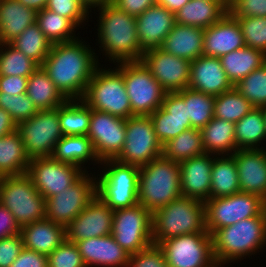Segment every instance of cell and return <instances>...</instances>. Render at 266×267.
I'll list each match as a JSON object with an SVG mask.
<instances>
[{
    "label": "cell",
    "instance_id": "1",
    "mask_svg": "<svg viewBox=\"0 0 266 267\" xmlns=\"http://www.w3.org/2000/svg\"><path fill=\"white\" fill-rule=\"evenodd\" d=\"M80 38L52 44L48 56L40 65L67 100L82 99L87 84L100 65L99 56L92 49L94 47Z\"/></svg>",
    "mask_w": 266,
    "mask_h": 267
},
{
    "label": "cell",
    "instance_id": "2",
    "mask_svg": "<svg viewBox=\"0 0 266 267\" xmlns=\"http://www.w3.org/2000/svg\"><path fill=\"white\" fill-rule=\"evenodd\" d=\"M99 15L97 38L99 51L111 64L141 61L143 52L137 36L136 17L120 10L112 2L93 9ZM100 44V45H99Z\"/></svg>",
    "mask_w": 266,
    "mask_h": 267
},
{
    "label": "cell",
    "instance_id": "3",
    "mask_svg": "<svg viewBox=\"0 0 266 267\" xmlns=\"http://www.w3.org/2000/svg\"><path fill=\"white\" fill-rule=\"evenodd\" d=\"M213 254L219 267L252 258L266 248V216H255L218 229L213 235ZM258 251V252H257ZM248 256V257H247Z\"/></svg>",
    "mask_w": 266,
    "mask_h": 267
},
{
    "label": "cell",
    "instance_id": "4",
    "mask_svg": "<svg viewBox=\"0 0 266 267\" xmlns=\"http://www.w3.org/2000/svg\"><path fill=\"white\" fill-rule=\"evenodd\" d=\"M182 197L180 165L163 155L139 167L138 202L151 213Z\"/></svg>",
    "mask_w": 266,
    "mask_h": 267
},
{
    "label": "cell",
    "instance_id": "5",
    "mask_svg": "<svg viewBox=\"0 0 266 267\" xmlns=\"http://www.w3.org/2000/svg\"><path fill=\"white\" fill-rule=\"evenodd\" d=\"M198 232H207L203 201L182 196L152 213L153 244Z\"/></svg>",
    "mask_w": 266,
    "mask_h": 267
},
{
    "label": "cell",
    "instance_id": "6",
    "mask_svg": "<svg viewBox=\"0 0 266 267\" xmlns=\"http://www.w3.org/2000/svg\"><path fill=\"white\" fill-rule=\"evenodd\" d=\"M102 165V166H101ZM96 176V195L113 211L138 204L139 167L115 159L101 161ZM101 168V169H100Z\"/></svg>",
    "mask_w": 266,
    "mask_h": 267
},
{
    "label": "cell",
    "instance_id": "7",
    "mask_svg": "<svg viewBox=\"0 0 266 267\" xmlns=\"http://www.w3.org/2000/svg\"><path fill=\"white\" fill-rule=\"evenodd\" d=\"M107 65L108 69L101 64L95 69L82 100L91 109L128 119L132 117V110L123 75L116 67Z\"/></svg>",
    "mask_w": 266,
    "mask_h": 267
},
{
    "label": "cell",
    "instance_id": "8",
    "mask_svg": "<svg viewBox=\"0 0 266 267\" xmlns=\"http://www.w3.org/2000/svg\"><path fill=\"white\" fill-rule=\"evenodd\" d=\"M0 204L13 214L21 228L46 217V200L27 174L0 177Z\"/></svg>",
    "mask_w": 266,
    "mask_h": 267
},
{
    "label": "cell",
    "instance_id": "9",
    "mask_svg": "<svg viewBox=\"0 0 266 267\" xmlns=\"http://www.w3.org/2000/svg\"><path fill=\"white\" fill-rule=\"evenodd\" d=\"M123 75L132 116H150L161 107L167 93L141 61L113 64Z\"/></svg>",
    "mask_w": 266,
    "mask_h": 267
},
{
    "label": "cell",
    "instance_id": "10",
    "mask_svg": "<svg viewBox=\"0 0 266 267\" xmlns=\"http://www.w3.org/2000/svg\"><path fill=\"white\" fill-rule=\"evenodd\" d=\"M205 204V227L213 235L218 229L240 220L265 216L263 199L255 194L238 192L220 198H210Z\"/></svg>",
    "mask_w": 266,
    "mask_h": 267
},
{
    "label": "cell",
    "instance_id": "11",
    "mask_svg": "<svg viewBox=\"0 0 266 267\" xmlns=\"http://www.w3.org/2000/svg\"><path fill=\"white\" fill-rule=\"evenodd\" d=\"M111 235L130 255L153 244L152 213L139 203L114 211Z\"/></svg>",
    "mask_w": 266,
    "mask_h": 267
},
{
    "label": "cell",
    "instance_id": "12",
    "mask_svg": "<svg viewBox=\"0 0 266 267\" xmlns=\"http://www.w3.org/2000/svg\"><path fill=\"white\" fill-rule=\"evenodd\" d=\"M158 246L170 267H219L208 232L180 235L161 241Z\"/></svg>",
    "mask_w": 266,
    "mask_h": 267
},
{
    "label": "cell",
    "instance_id": "13",
    "mask_svg": "<svg viewBox=\"0 0 266 267\" xmlns=\"http://www.w3.org/2000/svg\"><path fill=\"white\" fill-rule=\"evenodd\" d=\"M19 130L28 158L51 157L56 143L63 137L58 119V107L39 110L21 122Z\"/></svg>",
    "mask_w": 266,
    "mask_h": 267
},
{
    "label": "cell",
    "instance_id": "14",
    "mask_svg": "<svg viewBox=\"0 0 266 267\" xmlns=\"http://www.w3.org/2000/svg\"><path fill=\"white\" fill-rule=\"evenodd\" d=\"M162 155L150 116H132L126 119L123 148L115 158L118 162L141 167Z\"/></svg>",
    "mask_w": 266,
    "mask_h": 267
},
{
    "label": "cell",
    "instance_id": "15",
    "mask_svg": "<svg viewBox=\"0 0 266 267\" xmlns=\"http://www.w3.org/2000/svg\"><path fill=\"white\" fill-rule=\"evenodd\" d=\"M92 173L85 172L69 188L45 199V218L66 228L96 195V176Z\"/></svg>",
    "mask_w": 266,
    "mask_h": 267
},
{
    "label": "cell",
    "instance_id": "16",
    "mask_svg": "<svg viewBox=\"0 0 266 267\" xmlns=\"http://www.w3.org/2000/svg\"><path fill=\"white\" fill-rule=\"evenodd\" d=\"M84 173L73 164L43 157L31 159L26 174L32 179L38 192L47 199L69 188Z\"/></svg>",
    "mask_w": 266,
    "mask_h": 267
},
{
    "label": "cell",
    "instance_id": "17",
    "mask_svg": "<svg viewBox=\"0 0 266 267\" xmlns=\"http://www.w3.org/2000/svg\"><path fill=\"white\" fill-rule=\"evenodd\" d=\"M126 135V119L91 109L87 137L99 161L115 159L121 152Z\"/></svg>",
    "mask_w": 266,
    "mask_h": 267
},
{
    "label": "cell",
    "instance_id": "18",
    "mask_svg": "<svg viewBox=\"0 0 266 267\" xmlns=\"http://www.w3.org/2000/svg\"><path fill=\"white\" fill-rule=\"evenodd\" d=\"M141 62L166 92H178L188 88L191 65L189 60L158 48L145 51Z\"/></svg>",
    "mask_w": 266,
    "mask_h": 267
},
{
    "label": "cell",
    "instance_id": "19",
    "mask_svg": "<svg viewBox=\"0 0 266 267\" xmlns=\"http://www.w3.org/2000/svg\"><path fill=\"white\" fill-rule=\"evenodd\" d=\"M114 211L95 195L84 210L65 228L66 240L75 243L111 234Z\"/></svg>",
    "mask_w": 266,
    "mask_h": 267
},
{
    "label": "cell",
    "instance_id": "20",
    "mask_svg": "<svg viewBox=\"0 0 266 267\" xmlns=\"http://www.w3.org/2000/svg\"><path fill=\"white\" fill-rule=\"evenodd\" d=\"M155 135L163 146L191 128L184 99L177 92H167L160 108L150 115Z\"/></svg>",
    "mask_w": 266,
    "mask_h": 267
},
{
    "label": "cell",
    "instance_id": "21",
    "mask_svg": "<svg viewBox=\"0 0 266 267\" xmlns=\"http://www.w3.org/2000/svg\"><path fill=\"white\" fill-rule=\"evenodd\" d=\"M136 22L137 36L143 53L161 48L165 37L176 24L175 14L159 4L146 9L136 17Z\"/></svg>",
    "mask_w": 266,
    "mask_h": 267
},
{
    "label": "cell",
    "instance_id": "22",
    "mask_svg": "<svg viewBox=\"0 0 266 267\" xmlns=\"http://www.w3.org/2000/svg\"><path fill=\"white\" fill-rule=\"evenodd\" d=\"M240 192L266 196V149H237L233 154Z\"/></svg>",
    "mask_w": 266,
    "mask_h": 267
},
{
    "label": "cell",
    "instance_id": "23",
    "mask_svg": "<svg viewBox=\"0 0 266 267\" xmlns=\"http://www.w3.org/2000/svg\"><path fill=\"white\" fill-rule=\"evenodd\" d=\"M214 154L203 153L180 165V187L183 197L194 198L200 201L210 199L211 169Z\"/></svg>",
    "mask_w": 266,
    "mask_h": 267
},
{
    "label": "cell",
    "instance_id": "24",
    "mask_svg": "<svg viewBox=\"0 0 266 267\" xmlns=\"http://www.w3.org/2000/svg\"><path fill=\"white\" fill-rule=\"evenodd\" d=\"M86 267H126L130 254L110 234L75 242Z\"/></svg>",
    "mask_w": 266,
    "mask_h": 267
},
{
    "label": "cell",
    "instance_id": "25",
    "mask_svg": "<svg viewBox=\"0 0 266 267\" xmlns=\"http://www.w3.org/2000/svg\"><path fill=\"white\" fill-rule=\"evenodd\" d=\"M243 47L245 43L240 26L229 12L204 29V56L220 58Z\"/></svg>",
    "mask_w": 266,
    "mask_h": 267
},
{
    "label": "cell",
    "instance_id": "26",
    "mask_svg": "<svg viewBox=\"0 0 266 267\" xmlns=\"http://www.w3.org/2000/svg\"><path fill=\"white\" fill-rule=\"evenodd\" d=\"M188 87L216 97L230 91L234 85L228 79L219 58L202 55L191 62Z\"/></svg>",
    "mask_w": 266,
    "mask_h": 267
},
{
    "label": "cell",
    "instance_id": "27",
    "mask_svg": "<svg viewBox=\"0 0 266 267\" xmlns=\"http://www.w3.org/2000/svg\"><path fill=\"white\" fill-rule=\"evenodd\" d=\"M204 29L176 23L165 37L161 49L190 62L203 55Z\"/></svg>",
    "mask_w": 266,
    "mask_h": 267
},
{
    "label": "cell",
    "instance_id": "28",
    "mask_svg": "<svg viewBox=\"0 0 266 267\" xmlns=\"http://www.w3.org/2000/svg\"><path fill=\"white\" fill-rule=\"evenodd\" d=\"M24 248L48 256L65 239V227L46 218L21 228Z\"/></svg>",
    "mask_w": 266,
    "mask_h": 267
},
{
    "label": "cell",
    "instance_id": "29",
    "mask_svg": "<svg viewBox=\"0 0 266 267\" xmlns=\"http://www.w3.org/2000/svg\"><path fill=\"white\" fill-rule=\"evenodd\" d=\"M37 12L18 0H0V44H10L36 22Z\"/></svg>",
    "mask_w": 266,
    "mask_h": 267
},
{
    "label": "cell",
    "instance_id": "30",
    "mask_svg": "<svg viewBox=\"0 0 266 267\" xmlns=\"http://www.w3.org/2000/svg\"><path fill=\"white\" fill-rule=\"evenodd\" d=\"M51 157L56 161L78 166L84 172H89L87 170L89 168L84 166L87 162L89 165L90 163L91 165L94 163L93 166L98 164L97 167H99L101 163L97 158L91 140L87 135L61 137L56 143Z\"/></svg>",
    "mask_w": 266,
    "mask_h": 267
},
{
    "label": "cell",
    "instance_id": "31",
    "mask_svg": "<svg viewBox=\"0 0 266 267\" xmlns=\"http://www.w3.org/2000/svg\"><path fill=\"white\" fill-rule=\"evenodd\" d=\"M29 161L18 129L0 138V177L26 174Z\"/></svg>",
    "mask_w": 266,
    "mask_h": 267
},
{
    "label": "cell",
    "instance_id": "32",
    "mask_svg": "<svg viewBox=\"0 0 266 267\" xmlns=\"http://www.w3.org/2000/svg\"><path fill=\"white\" fill-rule=\"evenodd\" d=\"M228 10L223 3L190 0L174 13L175 22L205 29L218 22Z\"/></svg>",
    "mask_w": 266,
    "mask_h": 267
},
{
    "label": "cell",
    "instance_id": "33",
    "mask_svg": "<svg viewBox=\"0 0 266 267\" xmlns=\"http://www.w3.org/2000/svg\"><path fill=\"white\" fill-rule=\"evenodd\" d=\"M200 131L206 153L232 155L237 150L234 123L213 117Z\"/></svg>",
    "mask_w": 266,
    "mask_h": 267
},
{
    "label": "cell",
    "instance_id": "34",
    "mask_svg": "<svg viewBox=\"0 0 266 267\" xmlns=\"http://www.w3.org/2000/svg\"><path fill=\"white\" fill-rule=\"evenodd\" d=\"M240 192L238 171L233 155H214L211 169L210 198H220Z\"/></svg>",
    "mask_w": 266,
    "mask_h": 267
},
{
    "label": "cell",
    "instance_id": "35",
    "mask_svg": "<svg viewBox=\"0 0 266 267\" xmlns=\"http://www.w3.org/2000/svg\"><path fill=\"white\" fill-rule=\"evenodd\" d=\"M219 59L228 79L235 86L253 70L266 63V54L261 50L245 46Z\"/></svg>",
    "mask_w": 266,
    "mask_h": 267
},
{
    "label": "cell",
    "instance_id": "36",
    "mask_svg": "<svg viewBox=\"0 0 266 267\" xmlns=\"http://www.w3.org/2000/svg\"><path fill=\"white\" fill-rule=\"evenodd\" d=\"M26 93L38 111L55 109L67 100L41 66L28 77Z\"/></svg>",
    "mask_w": 266,
    "mask_h": 267
},
{
    "label": "cell",
    "instance_id": "37",
    "mask_svg": "<svg viewBox=\"0 0 266 267\" xmlns=\"http://www.w3.org/2000/svg\"><path fill=\"white\" fill-rule=\"evenodd\" d=\"M58 119L63 136L87 135L91 108L82 99H68L58 107Z\"/></svg>",
    "mask_w": 266,
    "mask_h": 267
},
{
    "label": "cell",
    "instance_id": "38",
    "mask_svg": "<svg viewBox=\"0 0 266 267\" xmlns=\"http://www.w3.org/2000/svg\"><path fill=\"white\" fill-rule=\"evenodd\" d=\"M235 139L237 149H266L262 146L266 130L261 108L255 107L235 123Z\"/></svg>",
    "mask_w": 266,
    "mask_h": 267
},
{
    "label": "cell",
    "instance_id": "39",
    "mask_svg": "<svg viewBox=\"0 0 266 267\" xmlns=\"http://www.w3.org/2000/svg\"><path fill=\"white\" fill-rule=\"evenodd\" d=\"M205 153L202 133L199 129L190 128L162 146V155L176 163L188 160Z\"/></svg>",
    "mask_w": 266,
    "mask_h": 267
},
{
    "label": "cell",
    "instance_id": "40",
    "mask_svg": "<svg viewBox=\"0 0 266 267\" xmlns=\"http://www.w3.org/2000/svg\"><path fill=\"white\" fill-rule=\"evenodd\" d=\"M36 23L52 44L70 42L81 37L79 33L76 34L79 28L69 18L56 14L47 8L37 12Z\"/></svg>",
    "mask_w": 266,
    "mask_h": 267
},
{
    "label": "cell",
    "instance_id": "41",
    "mask_svg": "<svg viewBox=\"0 0 266 267\" xmlns=\"http://www.w3.org/2000/svg\"><path fill=\"white\" fill-rule=\"evenodd\" d=\"M177 93L184 99L191 128L201 130L214 117L215 97L189 87Z\"/></svg>",
    "mask_w": 266,
    "mask_h": 267
},
{
    "label": "cell",
    "instance_id": "42",
    "mask_svg": "<svg viewBox=\"0 0 266 267\" xmlns=\"http://www.w3.org/2000/svg\"><path fill=\"white\" fill-rule=\"evenodd\" d=\"M10 44L39 65L44 62L52 47V43L36 22L27 27Z\"/></svg>",
    "mask_w": 266,
    "mask_h": 267
},
{
    "label": "cell",
    "instance_id": "43",
    "mask_svg": "<svg viewBox=\"0 0 266 267\" xmlns=\"http://www.w3.org/2000/svg\"><path fill=\"white\" fill-rule=\"evenodd\" d=\"M255 107L235 88L215 97L214 117L236 123Z\"/></svg>",
    "mask_w": 266,
    "mask_h": 267
},
{
    "label": "cell",
    "instance_id": "44",
    "mask_svg": "<svg viewBox=\"0 0 266 267\" xmlns=\"http://www.w3.org/2000/svg\"><path fill=\"white\" fill-rule=\"evenodd\" d=\"M39 67L11 44H0V76L29 77Z\"/></svg>",
    "mask_w": 266,
    "mask_h": 267
},
{
    "label": "cell",
    "instance_id": "45",
    "mask_svg": "<svg viewBox=\"0 0 266 267\" xmlns=\"http://www.w3.org/2000/svg\"><path fill=\"white\" fill-rule=\"evenodd\" d=\"M234 88L254 107L266 106V63L240 80Z\"/></svg>",
    "mask_w": 266,
    "mask_h": 267
},
{
    "label": "cell",
    "instance_id": "46",
    "mask_svg": "<svg viewBox=\"0 0 266 267\" xmlns=\"http://www.w3.org/2000/svg\"><path fill=\"white\" fill-rule=\"evenodd\" d=\"M238 21L246 47L266 54V17L235 18Z\"/></svg>",
    "mask_w": 266,
    "mask_h": 267
},
{
    "label": "cell",
    "instance_id": "47",
    "mask_svg": "<svg viewBox=\"0 0 266 267\" xmlns=\"http://www.w3.org/2000/svg\"><path fill=\"white\" fill-rule=\"evenodd\" d=\"M0 108L11 115L17 126L38 111L27 93L11 96L0 92Z\"/></svg>",
    "mask_w": 266,
    "mask_h": 267
},
{
    "label": "cell",
    "instance_id": "48",
    "mask_svg": "<svg viewBox=\"0 0 266 267\" xmlns=\"http://www.w3.org/2000/svg\"><path fill=\"white\" fill-rule=\"evenodd\" d=\"M46 8L56 14L69 18L80 28H83V24L86 25V22L88 23V19L92 15L81 0H49Z\"/></svg>",
    "mask_w": 266,
    "mask_h": 267
},
{
    "label": "cell",
    "instance_id": "49",
    "mask_svg": "<svg viewBox=\"0 0 266 267\" xmlns=\"http://www.w3.org/2000/svg\"><path fill=\"white\" fill-rule=\"evenodd\" d=\"M48 267H86L75 243L66 239L47 256Z\"/></svg>",
    "mask_w": 266,
    "mask_h": 267
},
{
    "label": "cell",
    "instance_id": "50",
    "mask_svg": "<svg viewBox=\"0 0 266 267\" xmlns=\"http://www.w3.org/2000/svg\"><path fill=\"white\" fill-rule=\"evenodd\" d=\"M126 267H170L162 249L152 244L144 250L130 255Z\"/></svg>",
    "mask_w": 266,
    "mask_h": 267
},
{
    "label": "cell",
    "instance_id": "51",
    "mask_svg": "<svg viewBox=\"0 0 266 267\" xmlns=\"http://www.w3.org/2000/svg\"><path fill=\"white\" fill-rule=\"evenodd\" d=\"M24 248L22 234L0 239V267H10Z\"/></svg>",
    "mask_w": 266,
    "mask_h": 267
},
{
    "label": "cell",
    "instance_id": "52",
    "mask_svg": "<svg viewBox=\"0 0 266 267\" xmlns=\"http://www.w3.org/2000/svg\"><path fill=\"white\" fill-rule=\"evenodd\" d=\"M228 12L234 18L266 17V0H237Z\"/></svg>",
    "mask_w": 266,
    "mask_h": 267
},
{
    "label": "cell",
    "instance_id": "53",
    "mask_svg": "<svg viewBox=\"0 0 266 267\" xmlns=\"http://www.w3.org/2000/svg\"><path fill=\"white\" fill-rule=\"evenodd\" d=\"M10 267H48L47 256L23 248Z\"/></svg>",
    "mask_w": 266,
    "mask_h": 267
},
{
    "label": "cell",
    "instance_id": "54",
    "mask_svg": "<svg viewBox=\"0 0 266 267\" xmlns=\"http://www.w3.org/2000/svg\"><path fill=\"white\" fill-rule=\"evenodd\" d=\"M28 77L0 76V92L15 96L27 92Z\"/></svg>",
    "mask_w": 266,
    "mask_h": 267
},
{
    "label": "cell",
    "instance_id": "55",
    "mask_svg": "<svg viewBox=\"0 0 266 267\" xmlns=\"http://www.w3.org/2000/svg\"><path fill=\"white\" fill-rule=\"evenodd\" d=\"M112 3L130 16L138 17L146 9L157 4V0H112Z\"/></svg>",
    "mask_w": 266,
    "mask_h": 267
},
{
    "label": "cell",
    "instance_id": "56",
    "mask_svg": "<svg viewBox=\"0 0 266 267\" xmlns=\"http://www.w3.org/2000/svg\"><path fill=\"white\" fill-rule=\"evenodd\" d=\"M21 233V227L13 214L0 204V239Z\"/></svg>",
    "mask_w": 266,
    "mask_h": 267
},
{
    "label": "cell",
    "instance_id": "57",
    "mask_svg": "<svg viewBox=\"0 0 266 267\" xmlns=\"http://www.w3.org/2000/svg\"><path fill=\"white\" fill-rule=\"evenodd\" d=\"M16 123L12 120L11 115L4 109L0 108V138L15 131Z\"/></svg>",
    "mask_w": 266,
    "mask_h": 267
},
{
    "label": "cell",
    "instance_id": "58",
    "mask_svg": "<svg viewBox=\"0 0 266 267\" xmlns=\"http://www.w3.org/2000/svg\"><path fill=\"white\" fill-rule=\"evenodd\" d=\"M190 0H157V4L166 7L169 11L176 13Z\"/></svg>",
    "mask_w": 266,
    "mask_h": 267
},
{
    "label": "cell",
    "instance_id": "59",
    "mask_svg": "<svg viewBox=\"0 0 266 267\" xmlns=\"http://www.w3.org/2000/svg\"><path fill=\"white\" fill-rule=\"evenodd\" d=\"M22 5L35 10L36 12L41 11L47 7L49 0H18Z\"/></svg>",
    "mask_w": 266,
    "mask_h": 267
},
{
    "label": "cell",
    "instance_id": "60",
    "mask_svg": "<svg viewBox=\"0 0 266 267\" xmlns=\"http://www.w3.org/2000/svg\"><path fill=\"white\" fill-rule=\"evenodd\" d=\"M83 5L92 12V9L98 8L104 4L112 2V0H81Z\"/></svg>",
    "mask_w": 266,
    "mask_h": 267
},
{
    "label": "cell",
    "instance_id": "61",
    "mask_svg": "<svg viewBox=\"0 0 266 267\" xmlns=\"http://www.w3.org/2000/svg\"><path fill=\"white\" fill-rule=\"evenodd\" d=\"M237 0H222V3L230 9Z\"/></svg>",
    "mask_w": 266,
    "mask_h": 267
},
{
    "label": "cell",
    "instance_id": "62",
    "mask_svg": "<svg viewBox=\"0 0 266 267\" xmlns=\"http://www.w3.org/2000/svg\"><path fill=\"white\" fill-rule=\"evenodd\" d=\"M263 112V117H264V124H265V130H266V106L260 107Z\"/></svg>",
    "mask_w": 266,
    "mask_h": 267
},
{
    "label": "cell",
    "instance_id": "63",
    "mask_svg": "<svg viewBox=\"0 0 266 267\" xmlns=\"http://www.w3.org/2000/svg\"><path fill=\"white\" fill-rule=\"evenodd\" d=\"M263 211L266 216V196L263 198Z\"/></svg>",
    "mask_w": 266,
    "mask_h": 267
},
{
    "label": "cell",
    "instance_id": "64",
    "mask_svg": "<svg viewBox=\"0 0 266 267\" xmlns=\"http://www.w3.org/2000/svg\"><path fill=\"white\" fill-rule=\"evenodd\" d=\"M204 1L222 3V0H204Z\"/></svg>",
    "mask_w": 266,
    "mask_h": 267
}]
</instances>
